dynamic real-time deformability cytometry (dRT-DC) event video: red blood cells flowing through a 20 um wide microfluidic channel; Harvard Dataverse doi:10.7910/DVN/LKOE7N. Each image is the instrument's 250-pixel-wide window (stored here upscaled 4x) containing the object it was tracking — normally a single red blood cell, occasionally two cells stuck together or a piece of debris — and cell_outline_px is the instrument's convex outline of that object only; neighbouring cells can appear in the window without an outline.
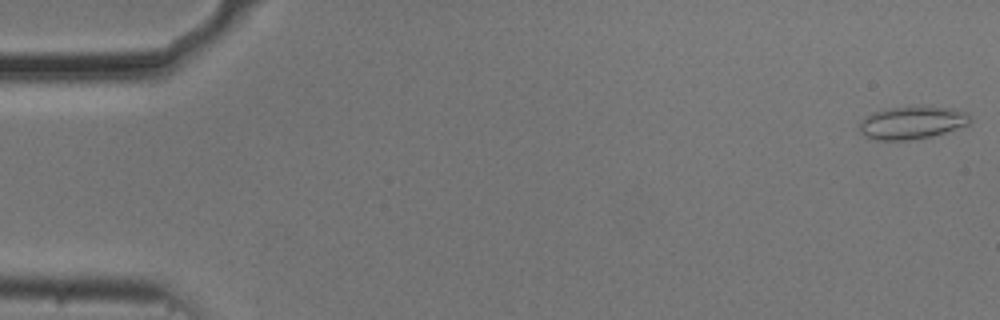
{"species": "common noctule bat (a hibernating species)", "species_latin": "Nyctalus noctula", "temperature_condition": "cold", "stored_images_in_passage": 16, "camera_frame_rate_fps": 3000, "um_per_image_px": 0.085, "animal": {"sex": "male", "body_mass_g": 20.5, "forearm_length_mm": 52.5}, "frame": {"image": 1, "passage_image": 1, "time_ms": 0.0, "image_size_px": [1000, 320], "cell_outline_px": [[972, 120], [968, 124], [932, 136], [908, 140], [876, 140], [860, 132], [860, 120], [872, 112], [888, 108], [952, 108], [968, 112]], "centroid_in_image_um": [77.51, 10.44], "position_along_channel_um": 7.5, "area_um2": 20.58}}